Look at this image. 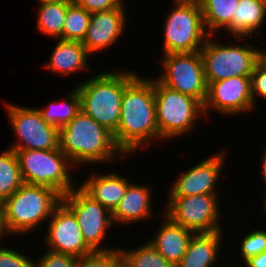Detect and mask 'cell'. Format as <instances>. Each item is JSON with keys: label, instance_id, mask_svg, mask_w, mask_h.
Wrapping results in <instances>:
<instances>
[{"label": "cell", "instance_id": "6da1fadb", "mask_svg": "<svg viewBox=\"0 0 266 267\" xmlns=\"http://www.w3.org/2000/svg\"><path fill=\"white\" fill-rule=\"evenodd\" d=\"M155 112L154 80L136 76L124 88L120 121L113 134L122 153L135 151L153 137L160 138Z\"/></svg>", "mask_w": 266, "mask_h": 267}, {"label": "cell", "instance_id": "7a4b0ae2", "mask_svg": "<svg viewBox=\"0 0 266 267\" xmlns=\"http://www.w3.org/2000/svg\"><path fill=\"white\" fill-rule=\"evenodd\" d=\"M59 149L72 165L112 161L114 154H123L113 134L82 111L59 129Z\"/></svg>", "mask_w": 266, "mask_h": 267}, {"label": "cell", "instance_id": "3957f363", "mask_svg": "<svg viewBox=\"0 0 266 267\" xmlns=\"http://www.w3.org/2000/svg\"><path fill=\"white\" fill-rule=\"evenodd\" d=\"M133 72H104L77 86L83 113L114 134L117 131L124 88L136 77Z\"/></svg>", "mask_w": 266, "mask_h": 267}, {"label": "cell", "instance_id": "277c9868", "mask_svg": "<svg viewBox=\"0 0 266 267\" xmlns=\"http://www.w3.org/2000/svg\"><path fill=\"white\" fill-rule=\"evenodd\" d=\"M62 196L46 186L23 183L2 204L11 234L28 232L48 219L61 203Z\"/></svg>", "mask_w": 266, "mask_h": 267}, {"label": "cell", "instance_id": "5b68a950", "mask_svg": "<svg viewBox=\"0 0 266 267\" xmlns=\"http://www.w3.org/2000/svg\"><path fill=\"white\" fill-rule=\"evenodd\" d=\"M173 2L175 8L165 21L164 53L200 51L207 36L211 37L212 32L204 29L203 15L198 0H175Z\"/></svg>", "mask_w": 266, "mask_h": 267}, {"label": "cell", "instance_id": "8992f818", "mask_svg": "<svg viewBox=\"0 0 266 267\" xmlns=\"http://www.w3.org/2000/svg\"><path fill=\"white\" fill-rule=\"evenodd\" d=\"M14 151L24 183L50 187L61 196L74 189L67 170L72 162L59 148Z\"/></svg>", "mask_w": 266, "mask_h": 267}, {"label": "cell", "instance_id": "52a82bcc", "mask_svg": "<svg viewBox=\"0 0 266 267\" xmlns=\"http://www.w3.org/2000/svg\"><path fill=\"white\" fill-rule=\"evenodd\" d=\"M154 94L156 123L162 138L187 133L203 112V105L197 99L168 88L157 79L154 81Z\"/></svg>", "mask_w": 266, "mask_h": 267}, {"label": "cell", "instance_id": "ba28073f", "mask_svg": "<svg viewBox=\"0 0 266 267\" xmlns=\"http://www.w3.org/2000/svg\"><path fill=\"white\" fill-rule=\"evenodd\" d=\"M256 50L251 45L222 46L207 39L200 50L207 84L232 77H251Z\"/></svg>", "mask_w": 266, "mask_h": 267}, {"label": "cell", "instance_id": "9c48e42d", "mask_svg": "<svg viewBox=\"0 0 266 267\" xmlns=\"http://www.w3.org/2000/svg\"><path fill=\"white\" fill-rule=\"evenodd\" d=\"M164 55L166 72L157 80L168 88L197 99L203 105L208 84L200 51Z\"/></svg>", "mask_w": 266, "mask_h": 267}, {"label": "cell", "instance_id": "30bf717a", "mask_svg": "<svg viewBox=\"0 0 266 267\" xmlns=\"http://www.w3.org/2000/svg\"><path fill=\"white\" fill-rule=\"evenodd\" d=\"M217 202L216 194L170 196L166 217L195 233L222 231Z\"/></svg>", "mask_w": 266, "mask_h": 267}, {"label": "cell", "instance_id": "8fae6325", "mask_svg": "<svg viewBox=\"0 0 266 267\" xmlns=\"http://www.w3.org/2000/svg\"><path fill=\"white\" fill-rule=\"evenodd\" d=\"M61 202L75 215L83 238L93 251L113 250L99 247L107 227L114 224L109 210L92 199L80 187L63 195Z\"/></svg>", "mask_w": 266, "mask_h": 267}, {"label": "cell", "instance_id": "7c38bea8", "mask_svg": "<svg viewBox=\"0 0 266 267\" xmlns=\"http://www.w3.org/2000/svg\"><path fill=\"white\" fill-rule=\"evenodd\" d=\"M7 112L18 143L12 150H52L59 148V129L47 124L38 109L8 105Z\"/></svg>", "mask_w": 266, "mask_h": 267}, {"label": "cell", "instance_id": "4fadbf2b", "mask_svg": "<svg viewBox=\"0 0 266 267\" xmlns=\"http://www.w3.org/2000/svg\"><path fill=\"white\" fill-rule=\"evenodd\" d=\"M50 217L46 237L50 251L77 258L94 252L85 242L75 215L61 202Z\"/></svg>", "mask_w": 266, "mask_h": 267}, {"label": "cell", "instance_id": "5bb4252c", "mask_svg": "<svg viewBox=\"0 0 266 267\" xmlns=\"http://www.w3.org/2000/svg\"><path fill=\"white\" fill-rule=\"evenodd\" d=\"M251 94V77H232L208 83L203 112L208 106L221 113L235 114L254 107Z\"/></svg>", "mask_w": 266, "mask_h": 267}, {"label": "cell", "instance_id": "9a60e30c", "mask_svg": "<svg viewBox=\"0 0 266 267\" xmlns=\"http://www.w3.org/2000/svg\"><path fill=\"white\" fill-rule=\"evenodd\" d=\"M224 155H214L189 169L177 179L170 196L215 194L214 187L222 170Z\"/></svg>", "mask_w": 266, "mask_h": 267}, {"label": "cell", "instance_id": "2e32d148", "mask_svg": "<svg viewBox=\"0 0 266 267\" xmlns=\"http://www.w3.org/2000/svg\"><path fill=\"white\" fill-rule=\"evenodd\" d=\"M124 18L123 5L113 10L92 13L82 42L87 52H99L111 46L124 31Z\"/></svg>", "mask_w": 266, "mask_h": 267}, {"label": "cell", "instance_id": "e0dca14e", "mask_svg": "<svg viewBox=\"0 0 266 267\" xmlns=\"http://www.w3.org/2000/svg\"><path fill=\"white\" fill-rule=\"evenodd\" d=\"M165 219L167 220L161 226L156 238L150 240V243L168 262L176 266L188 248L193 237L192 233L195 232L172 222L168 217Z\"/></svg>", "mask_w": 266, "mask_h": 267}, {"label": "cell", "instance_id": "ac0fdd59", "mask_svg": "<svg viewBox=\"0 0 266 267\" xmlns=\"http://www.w3.org/2000/svg\"><path fill=\"white\" fill-rule=\"evenodd\" d=\"M129 184L128 179L115 173L99 174L89 178L80 188L112 213L123 198Z\"/></svg>", "mask_w": 266, "mask_h": 267}, {"label": "cell", "instance_id": "d6986e66", "mask_svg": "<svg viewBox=\"0 0 266 267\" xmlns=\"http://www.w3.org/2000/svg\"><path fill=\"white\" fill-rule=\"evenodd\" d=\"M150 188L129 184L123 198L112 212V221L131 223L150 216Z\"/></svg>", "mask_w": 266, "mask_h": 267}, {"label": "cell", "instance_id": "ffe728a7", "mask_svg": "<svg viewBox=\"0 0 266 267\" xmlns=\"http://www.w3.org/2000/svg\"><path fill=\"white\" fill-rule=\"evenodd\" d=\"M221 231L195 233L181 261L175 267H211L217 261Z\"/></svg>", "mask_w": 266, "mask_h": 267}, {"label": "cell", "instance_id": "44dd1931", "mask_svg": "<svg viewBox=\"0 0 266 267\" xmlns=\"http://www.w3.org/2000/svg\"><path fill=\"white\" fill-rule=\"evenodd\" d=\"M90 55L82 42L59 39L46 68L63 75L85 70ZM85 68V69H84Z\"/></svg>", "mask_w": 266, "mask_h": 267}, {"label": "cell", "instance_id": "7402d4cb", "mask_svg": "<svg viewBox=\"0 0 266 267\" xmlns=\"http://www.w3.org/2000/svg\"><path fill=\"white\" fill-rule=\"evenodd\" d=\"M266 15V4L262 0H239L231 24L226 28L237 39L250 36L261 26Z\"/></svg>", "mask_w": 266, "mask_h": 267}, {"label": "cell", "instance_id": "603a6c76", "mask_svg": "<svg viewBox=\"0 0 266 267\" xmlns=\"http://www.w3.org/2000/svg\"><path fill=\"white\" fill-rule=\"evenodd\" d=\"M204 26L207 30L214 31L217 28H227L232 21V17L239 0H198Z\"/></svg>", "mask_w": 266, "mask_h": 267}, {"label": "cell", "instance_id": "cb8c5ba5", "mask_svg": "<svg viewBox=\"0 0 266 267\" xmlns=\"http://www.w3.org/2000/svg\"><path fill=\"white\" fill-rule=\"evenodd\" d=\"M68 8V0L43 3L38 10V28L49 36L63 39V26Z\"/></svg>", "mask_w": 266, "mask_h": 267}, {"label": "cell", "instance_id": "d4e9b609", "mask_svg": "<svg viewBox=\"0 0 266 267\" xmlns=\"http://www.w3.org/2000/svg\"><path fill=\"white\" fill-rule=\"evenodd\" d=\"M23 183L18 158L9 148L0 155V202L3 203Z\"/></svg>", "mask_w": 266, "mask_h": 267}, {"label": "cell", "instance_id": "484cf974", "mask_svg": "<svg viewBox=\"0 0 266 267\" xmlns=\"http://www.w3.org/2000/svg\"><path fill=\"white\" fill-rule=\"evenodd\" d=\"M68 96L67 102H57L47 105L45 109H39L43 120L58 129L68 124L81 111L79 92L76 89ZM60 106V107H59ZM61 109V111H59Z\"/></svg>", "mask_w": 266, "mask_h": 267}, {"label": "cell", "instance_id": "4316f807", "mask_svg": "<svg viewBox=\"0 0 266 267\" xmlns=\"http://www.w3.org/2000/svg\"><path fill=\"white\" fill-rule=\"evenodd\" d=\"M122 267H175L168 262L150 243L132 251L120 250Z\"/></svg>", "mask_w": 266, "mask_h": 267}, {"label": "cell", "instance_id": "83f0119b", "mask_svg": "<svg viewBox=\"0 0 266 267\" xmlns=\"http://www.w3.org/2000/svg\"><path fill=\"white\" fill-rule=\"evenodd\" d=\"M91 13L68 0L63 26V40L83 42L89 27Z\"/></svg>", "mask_w": 266, "mask_h": 267}, {"label": "cell", "instance_id": "f1b7e54d", "mask_svg": "<svg viewBox=\"0 0 266 267\" xmlns=\"http://www.w3.org/2000/svg\"><path fill=\"white\" fill-rule=\"evenodd\" d=\"M119 250L94 251L78 259L77 267H119Z\"/></svg>", "mask_w": 266, "mask_h": 267}, {"label": "cell", "instance_id": "f546056e", "mask_svg": "<svg viewBox=\"0 0 266 267\" xmlns=\"http://www.w3.org/2000/svg\"><path fill=\"white\" fill-rule=\"evenodd\" d=\"M244 262L266 250V231L256 230L246 235L241 243Z\"/></svg>", "mask_w": 266, "mask_h": 267}, {"label": "cell", "instance_id": "4dcf8cb0", "mask_svg": "<svg viewBox=\"0 0 266 267\" xmlns=\"http://www.w3.org/2000/svg\"><path fill=\"white\" fill-rule=\"evenodd\" d=\"M35 267H77V257L69 254L57 253L48 250Z\"/></svg>", "mask_w": 266, "mask_h": 267}, {"label": "cell", "instance_id": "1f68e13d", "mask_svg": "<svg viewBox=\"0 0 266 267\" xmlns=\"http://www.w3.org/2000/svg\"><path fill=\"white\" fill-rule=\"evenodd\" d=\"M21 253L0 247V267H35L33 262Z\"/></svg>", "mask_w": 266, "mask_h": 267}, {"label": "cell", "instance_id": "d6a6232c", "mask_svg": "<svg viewBox=\"0 0 266 267\" xmlns=\"http://www.w3.org/2000/svg\"><path fill=\"white\" fill-rule=\"evenodd\" d=\"M76 5L84 8L88 12L95 13L113 10L122 6L121 0H72Z\"/></svg>", "mask_w": 266, "mask_h": 267}, {"label": "cell", "instance_id": "836d02e7", "mask_svg": "<svg viewBox=\"0 0 266 267\" xmlns=\"http://www.w3.org/2000/svg\"><path fill=\"white\" fill-rule=\"evenodd\" d=\"M260 94L266 98V72L262 71L257 65L251 74V94L253 103H255V95Z\"/></svg>", "mask_w": 266, "mask_h": 267}, {"label": "cell", "instance_id": "e575fe53", "mask_svg": "<svg viewBox=\"0 0 266 267\" xmlns=\"http://www.w3.org/2000/svg\"><path fill=\"white\" fill-rule=\"evenodd\" d=\"M245 263L247 267H266V250L256 256H251Z\"/></svg>", "mask_w": 266, "mask_h": 267}, {"label": "cell", "instance_id": "d590c367", "mask_svg": "<svg viewBox=\"0 0 266 267\" xmlns=\"http://www.w3.org/2000/svg\"><path fill=\"white\" fill-rule=\"evenodd\" d=\"M256 65L266 72V52L256 50Z\"/></svg>", "mask_w": 266, "mask_h": 267}, {"label": "cell", "instance_id": "8d00e7d4", "mask_svg": "<svg viewBox=\"0 0 266 267\" xmlns=\"http://www.w3.org/2000/svg\"><path fill=\"white\" fill-rule=\"evenodd\" d=\"M9 232L6 221H5V211H4V206L0 202V236L4 234L5 232Z\"/></svg>", "mask_w": 266, "mask_h": 267}, {"label": "cell", "instance_id": "74e56055", "mask_svg": "<svg viewBox=\"0 0 266 267\" xmlns=\"http://www.w3.org/2000/svg\"><path fill=\"white\" fill-rule=\"evenodd\" d=\"M263 162H262V174H263V177H264V179H265V183H266V150H265V152H264V154H263Z\"/></svg>", "mask_w": 266, "mask_h": 267}, {"label": "cell", "instance_id": "f35d334b", "mask_svg": "<svg viewBox=\"0 0 266 267\" xmlns=\"http://www.w3.org/2000/svg\"><path fill=\"white\" fill-rule=\"evenodd\" d=\"M38 1H41L40 4H43V3L55 2V1H59V0H38Z\"/></svg>", "mask_w": 266, "mask_h": 267}, {"label": "cell", "instance_id": "ab89813d", "mask_svg": "<svg viewBox=\"0 0 266 267\" xmlns=\"http://www.w3.org/2000/svg\"><path fill=\"white\" fill-rule=\"evenodd\" d=\"M264 206H265V212H266V197H265V201H264Z\"/></svg>", "mask_w": 266, "mask_h": 267}]
</instances>
